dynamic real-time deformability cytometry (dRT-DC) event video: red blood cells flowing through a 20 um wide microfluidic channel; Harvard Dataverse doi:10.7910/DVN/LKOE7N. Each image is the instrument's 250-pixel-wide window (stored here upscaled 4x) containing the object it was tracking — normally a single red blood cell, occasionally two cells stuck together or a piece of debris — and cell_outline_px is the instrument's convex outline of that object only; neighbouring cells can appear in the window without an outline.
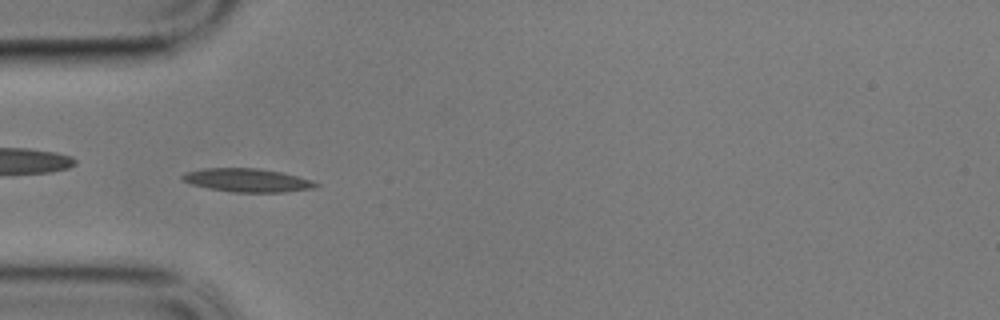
{"species": "common noctule bat (a hibernating species)", "species_latin": "Nyctalus noctula", "temperature_condition": "cold", "stored_images_in_passage": 60, "camera_frame_rate_fps": 3000, "um_per_image_px": 0.085, "animal": {"sex": "male", "body_mass_g": 17.9}, "frame": {"image": 1, "passage_image": 18, "time_ms": 5.667, "image_size_px": [1000, 320], "cell_outline_px": [[320, 184], [316, 188], [284, 192], [232, 192], [208, 188], [192, 184], [184, 180], [180, 176], [184, 172], [204, 168], [260, 168], [280, 172], [312, 180]], "centroid_in_image_um": [21.03, 15.32], "position_along_channel_um": 64.0, "area_um2": 18.21}, "authors_computed_cell_mechanics": {"area_um2": 16.4441, "velocity_mm_per_s": 3.3881, "shape_relaxation_time_tau1_ms": 5.633, "shape_relaxation_time_tau2_ms": 4.9119, "deformation_change_tau1": 0.1285, "deformation_change_tau2": 0.1294}}